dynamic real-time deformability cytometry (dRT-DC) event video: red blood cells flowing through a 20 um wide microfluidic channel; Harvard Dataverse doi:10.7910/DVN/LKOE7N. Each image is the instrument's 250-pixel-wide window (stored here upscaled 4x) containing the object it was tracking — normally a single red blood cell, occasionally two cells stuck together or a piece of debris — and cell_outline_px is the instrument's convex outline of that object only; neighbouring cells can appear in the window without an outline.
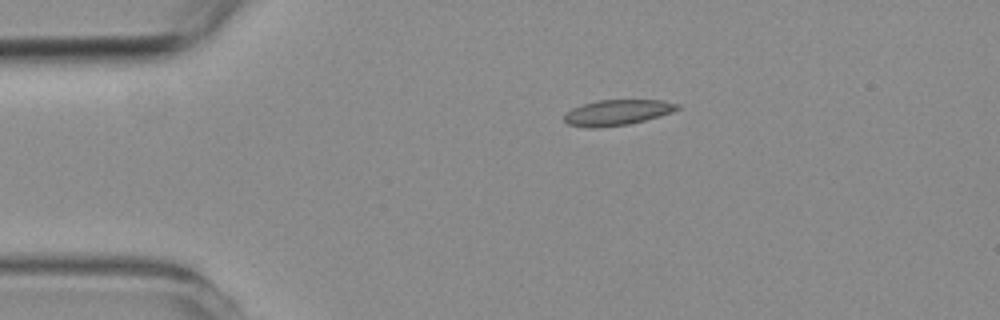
{"species": "common noctule bat (a hibernating species)", "species_latin": "Nyctalus noctula", "temperature_condition": "room temperature", "stored_images_in_passage": 37, "camera_frame_rate_fps": 3000, "um_per_image_px": 0.085, "animal": {"sex": "female", "body_mass_g": 19.3, "forearm_length_mm": 54.1}, "frame": {"image": 1, "passage_image": 1, "time_ms": 0.0, "image_size_px": [1000, 320], "cell_outline_px": [[680, 108], [672, 112], [660, 116], [628, 124], [600, 128], [588, 128], [568, 124], [564, 120], [564, 116], [572, 108], [584, 104], [600, 100], [660, 100], [680, 104]], "centroid_in_image_um": [52.48, 9.57], "position_along_channel_um": 32.5, "area_um2": 16.76}}
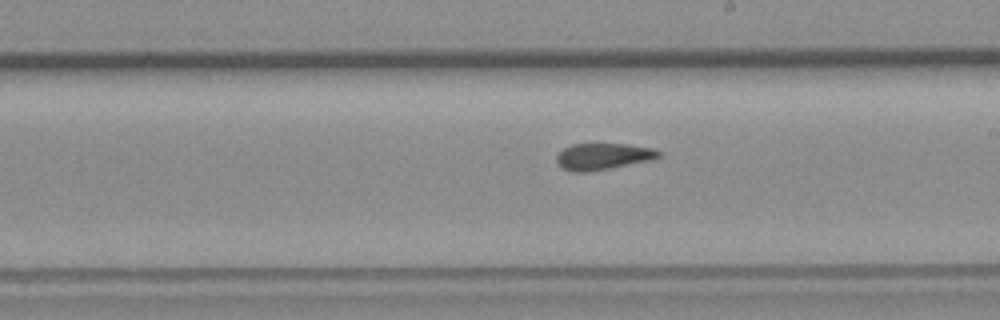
{"frame": {"image": 2, "passage_image": 21, "time_ms": 6.667, "image_size_px": [1000, 320], "cell_outline_px": [[660, 156], [652, 160], [608, 168], [584, 172], [572, 172], [564, 168], [556, 160], [556, 156], [564, 148], [572, 144], [628, 144], [652, 148], [660, 152]], "centroid_in_image_um": [51.26, 13.28], "position_along_channel_um": 237.7, "area_um2": 15.49}}
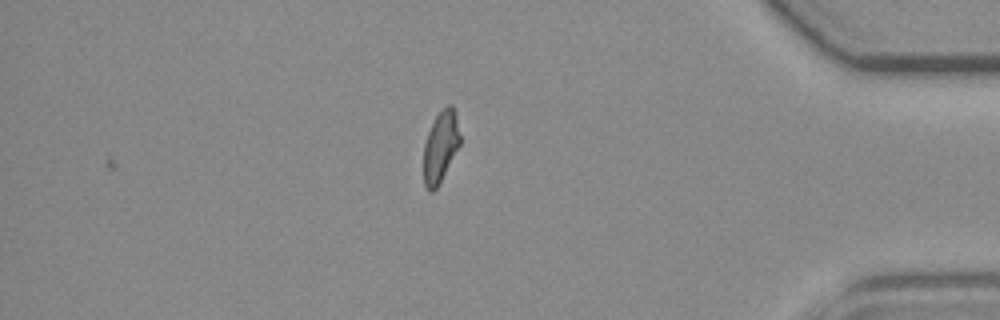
{"frame": {"image": 3, "passage_image": 37, "time_ms": 12.0, "image_size_px": [1000, 320], "cell_outline_px": [[460, 144], [436, 188], [432, 192], [428, 192], [424, 184], [424, 144], [428, 132], [436, 116], [448, 104], [452, 104], [456, 112], [460, 136]], "centroid_in_image_um": [37.44, 12.45], "position_along_channel_um": 397.8, "area_um2": 14.85}, "authors_computed_cell_mechanics": {"area_um2": 16.4152, "velocity_mm_per_s": 3.7182, "shape_relaxation_time_tau1_ms": null, "shape_relaxation_time_tau2_ms": 2.9644, "deformation_change_tau1": null, "deformation_change_tau2": 0.088}}